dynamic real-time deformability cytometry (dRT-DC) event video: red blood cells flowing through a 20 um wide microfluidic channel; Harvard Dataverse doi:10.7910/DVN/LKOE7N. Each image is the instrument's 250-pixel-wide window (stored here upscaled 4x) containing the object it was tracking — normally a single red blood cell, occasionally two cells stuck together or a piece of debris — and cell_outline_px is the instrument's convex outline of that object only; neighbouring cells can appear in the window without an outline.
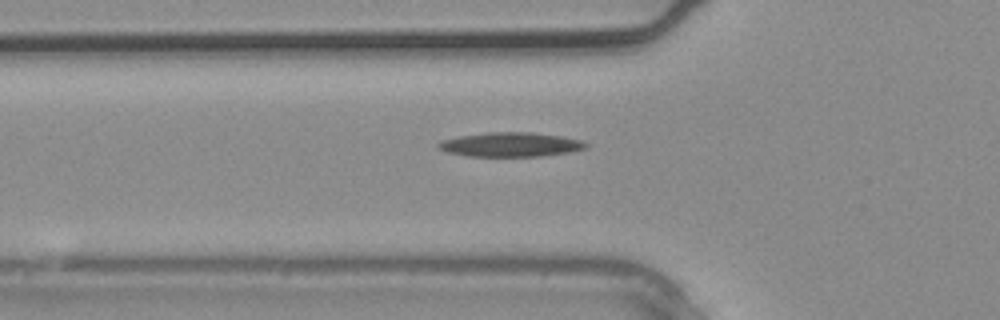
{"species": "common noctule bat (a hibernating species)", "species_latin": "Nyctalus noctula", "temperature_condition": "warm", "stored_images_in_passage": 4, "segment_of_instrument_passage": [1, 2], "camera_frame_rate_fps": 3000, "um_per_image_px": 0.085, "animal": {"sex": "male", "body_mass_g": 20.4}, "frame": {"image": 1, "passage_image": 3, "time_ms": 0.667, "image_size_px": [1000, 320], "cell_outline_px": [[588, 148], [572, 152], [540, 156], [468, 156], [448, 152], [440, 148], [436, 144], [440, 140], [460, 136], [488, 132], [528, 132], [560, 136], [580, 140], [588, 144]], "centroid_in_image_um": [43.41, 12.29], "position_along_channel_um": 82.4, "area_um2": 20.81}}